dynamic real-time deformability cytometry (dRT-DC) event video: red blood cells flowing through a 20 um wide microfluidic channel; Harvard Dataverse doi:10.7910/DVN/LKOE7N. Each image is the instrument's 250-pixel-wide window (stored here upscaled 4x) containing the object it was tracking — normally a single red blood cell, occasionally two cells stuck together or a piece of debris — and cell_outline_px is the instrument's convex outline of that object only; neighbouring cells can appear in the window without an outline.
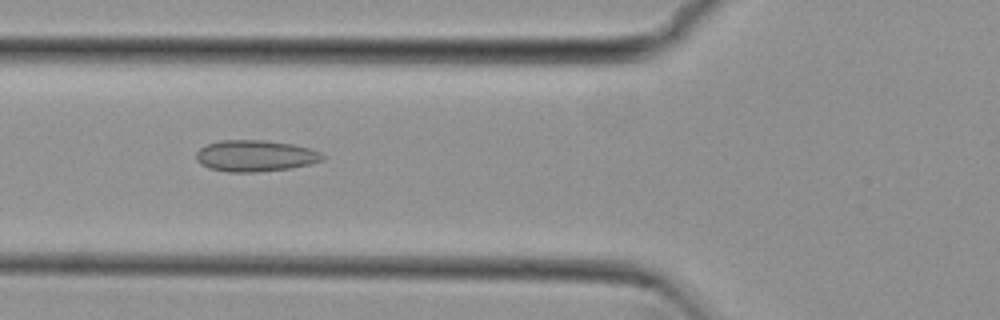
{"species": "common noctule bat (a hibernating species)", "species_latin": "Nyctalus noctula", "temperature_condition": "cold", "stored_images_in_passage": 8, "camera_frame_rate_fps": 3000, "um_per_image_px": 0.085, "animal": {"sex": "female", "body_mass_g": 29.2, "forearm_length_mm": 56.3}, "frame": {"image": 1, "passage_image": 3, "time_ms": 0.667, "image_size_px": [1000, 320], "cell_outline_px": [[328, 156], [324, 160], [308, 164], [288, 168], [256, 172], [228, 172], [208, 168], [200, 164], [196, 160], [196, 152], [200, 148], [208, 144], [220, 140], [264, 140], [292, 144], [308, 148], [320, 152]], "centroid_in_image_um": [21.68, 13.24], "position_along_channel_um": 104.1, "area_um2": 23.12}}
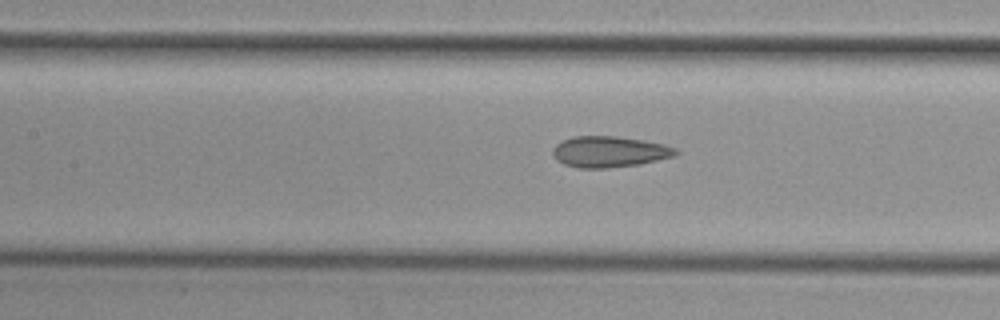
{"frame": {"image": 2, "passage_image": 7, "time_ms": 2.0, "image_size_px": [1000, 320], "cell_outline_px": [[680, 152], [676, 156], [640, 164], [608, 168], [576, 168], [564, 164], [556, 160], [552, 156], [552, 148], [556, 144], [572, 136], [616, 136], [644, 140], [664, 144], [676, 148]], "centroid_in_image_um": [51.8, 12.9], "position_along_channel_um": 155.6, "area_um2": 22.54}}